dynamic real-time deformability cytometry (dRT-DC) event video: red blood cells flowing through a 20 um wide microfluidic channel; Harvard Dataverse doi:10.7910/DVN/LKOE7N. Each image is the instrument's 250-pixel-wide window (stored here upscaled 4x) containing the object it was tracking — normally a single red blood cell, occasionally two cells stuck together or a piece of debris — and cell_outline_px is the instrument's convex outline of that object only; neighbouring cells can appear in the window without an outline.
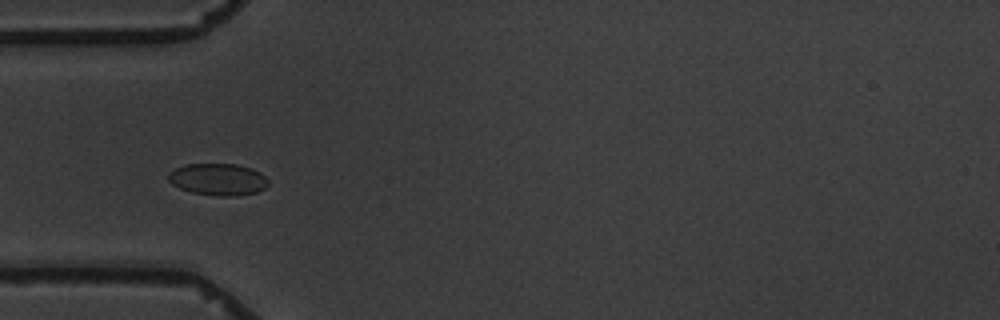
{"species": "common noctule bat (a hibernating species)", "species_latin": "Nyctalus noctula", "temperature_condition": "warm", "stored_images_in_passage": 2, "camera_frame_rate_fps": 3000, "um_per_image_px": 0.085, "animal": {"sex": "male", "body_mass_g": 19.5, "forearm_length_mm": 54.6}, "frame": {"image": 1, "passage_image": 1, "time_ms": 0.0, "image_size_px": [1000, 320], "cell_outline_px": [[268, 184], [264, 188], [256, 192], [236, 196], [216, 196], [192, 192], [180, 188], [172, 184], [168, 180], [168, 172], [184, 164], [236, 164], [252, 168], [260, 172], [268, 180]], "centroid_in_image_um": [18.52, 15.24], "position_along_channel_um": 66.5, "area_um2": 18.61}}
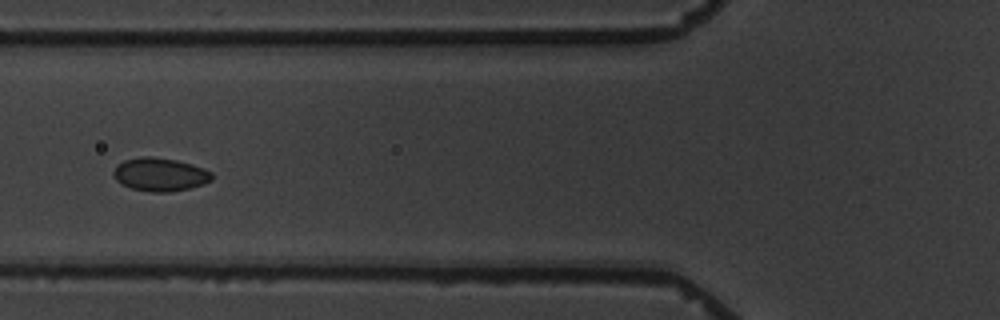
{"frame": {"image": 2, "passage_image": 2, "time_ms": 1.333, "image_size_px": [1000, 320], "cell_outline_px": [[212, 180], [204, 184], [172, 192], [148, 192], [132, 188], [120, 184], [116, 180], [112, 172], [116, 164], [124, 160], [140, 156], [152, 156], [176, 160], [192, 164], [204, 168], [212, 172]], "centroid_in_image_um": [13.58, 14.82], "position_along_channel_um": 112.2, "area_um2": 19.36}}